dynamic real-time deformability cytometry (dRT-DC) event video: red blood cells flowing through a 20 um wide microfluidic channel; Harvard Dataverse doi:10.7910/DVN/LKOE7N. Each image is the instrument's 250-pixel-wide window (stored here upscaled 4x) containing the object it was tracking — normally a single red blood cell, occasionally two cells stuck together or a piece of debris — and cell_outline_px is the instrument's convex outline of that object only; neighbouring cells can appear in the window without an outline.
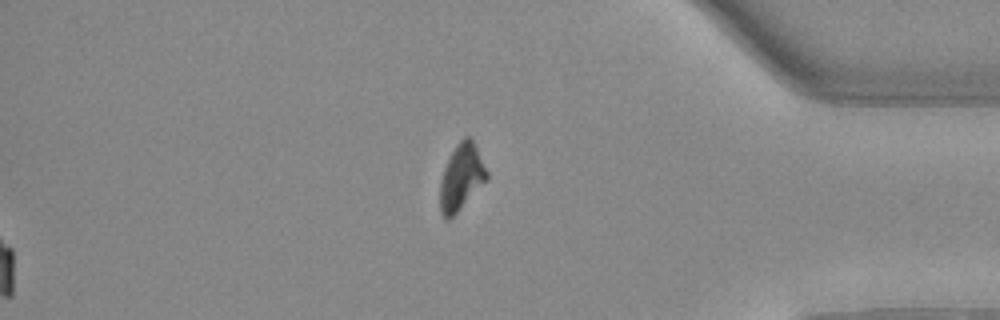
{"species": "Egyptian fruit bat (a non-hibernating species)", "species_latin": "Rousettus aegyptiacus", "temperature_condition": "warm", "stored_images_in_passage": 49, "segment_of_instrument_passage": [2, 2], "camera_frame_rate_fps": 3000, "um_per_image_px": 0.085, "animal": {"sex": "female"}, "frame": {"image": 1, "passage_image": 49, "time_ms": 16.0, "image_size_px": [1000, 320], "cell_outline_px": [[488, 180], [448, 220], [444, 220], [440, 212], [440, 180], [444, 168], [456, 144], [464, 136], [468, 136], [472, 140], [488, 172]], "centroid_in_image_um": [39.2, 15.08], "position_along_channel_um": 396.0, "area_um2": 17.8}}